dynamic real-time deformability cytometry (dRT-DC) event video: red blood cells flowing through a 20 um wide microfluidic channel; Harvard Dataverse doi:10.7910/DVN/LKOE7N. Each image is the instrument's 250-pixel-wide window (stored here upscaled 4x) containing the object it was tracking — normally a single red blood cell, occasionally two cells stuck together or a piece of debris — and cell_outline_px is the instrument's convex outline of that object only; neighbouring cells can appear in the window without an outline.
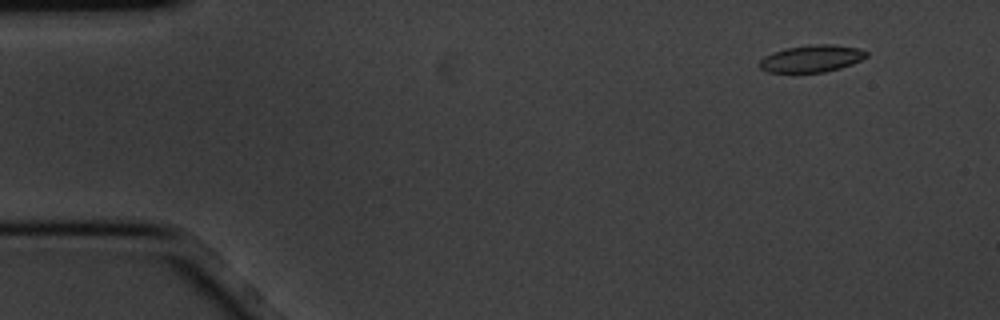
{"species": "common noctule bat (a hibernating species)", "species_latin": "Nyctalus noctula", "temperature_condition": "cold", "stored_images_in_passage": 5, "camera_frame_rate_fps": 3000, "um_per_image_px": 0.085, "animal": {"sex": "male", "body_mass_g": 20.1, "forearm_length_mm": 53.5}, "frame": {"image": 1, "passage_image": 2, "time_ms": 0.333, "image_size_px": [1000, 320], "cell_outline_px": [[868, 56], [852, 64], [840, 68], [824, 72], [768, 72], [760, 68], [760, 60], [764, 56], [772, 52], [784, 48], [812, 44], [832, 44], [856, 48], [868, 52]], "centroid_in_image_um": [68.97, 4.97], "position_along_channel_um": 16.0, "area_um2": 16.82}}
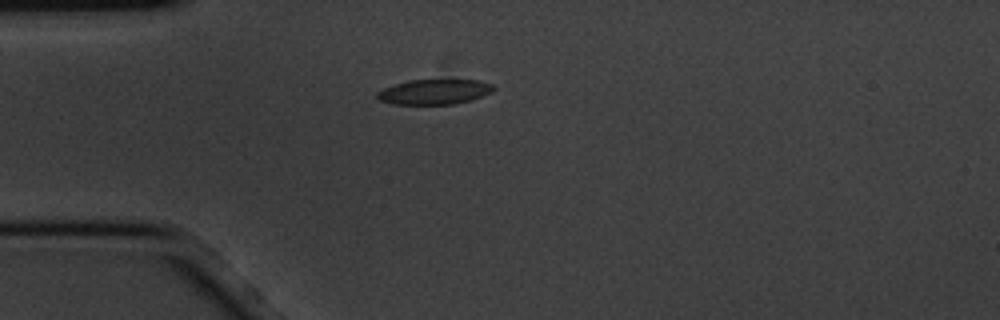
{"frame": {"image": 2, "passage_image": 4, "time_ms": 1.0, "image_size_px": [1000, 320], "cell_outline_px": [[496, 88], [492, 92], [472, 100], [456, 104], [392, 104], [380, 100], [376, 96], [376, 92], [384, 88], [408, 80], [480, 80], [492, 84]], "centroid_in_image_um": [36.95, 7.81], "position_along_channel_um": 48.1, "area_um2": 17.05}}